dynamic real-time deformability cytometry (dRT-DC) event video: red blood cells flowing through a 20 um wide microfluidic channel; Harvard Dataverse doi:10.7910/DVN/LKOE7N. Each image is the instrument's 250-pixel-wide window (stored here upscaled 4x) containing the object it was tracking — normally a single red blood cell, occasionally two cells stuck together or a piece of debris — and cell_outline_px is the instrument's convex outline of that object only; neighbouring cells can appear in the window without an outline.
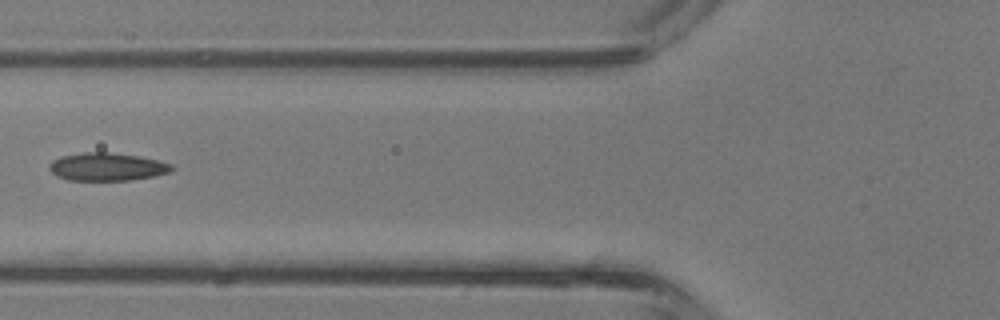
{"species": "common noctule bat (a hibernating species)", "species_latin": "Nyctalus noctula", "temperature_condition": "room temperature", "stored_images_in_passage": 5, "camera_frame_rate_fps": 3000, "um_per_image_px": 0.085, "animal": {"sex": "male", "body_mass_g": 13.3}, "frame": {"image": 1, "passage_image": 5, "time_ms": 1.333, "image_size_px": [1000, 320], "cell_outline_px": [[176, 168], [172, 172], [156, 176], [132, 180], [68, 180], [56, 176], [48, 168], [52, 160], [60, 156], [80, 152], [108, 152], [140, 156], [172, 164]], "centroid_in_image_um": [9.12, 14.18], "position_along_channel_um": 116.7, "area_um2": 20.23}}